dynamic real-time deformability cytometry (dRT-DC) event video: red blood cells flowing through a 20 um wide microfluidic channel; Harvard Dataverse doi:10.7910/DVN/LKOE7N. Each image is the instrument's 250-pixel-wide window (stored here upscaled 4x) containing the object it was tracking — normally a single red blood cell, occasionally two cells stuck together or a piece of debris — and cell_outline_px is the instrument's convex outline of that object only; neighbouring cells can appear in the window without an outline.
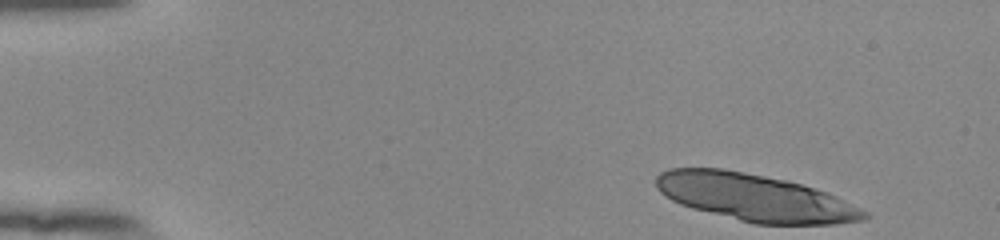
{"species": "human", "species_latin": "Homo sapiens", "temperature_condition": "room temperature", "stored_images_in_passage": 13, "camera_frame_rate_fps": 3000, "um_per_image_px": 0.085, "donor": {"sex": "female"}, "frame": {"image": 1, "passage_image": 1, "time_ms": 0.0, "image_size_px": [1000, 240], "cell_outline_px": [[872, 216], [864, 220], [836, 224], [752, 224], [692, 208], [680, 204], [664, 196], [656, 188], [656, 176], [660, 172], [668, 168], [724, 168], [788, 180], [836, 196], [868, 212]], "centroid_in_image_um": [64.14, 16.79], "position_along_channel_um": 20.9, "area_um2": 57.34}}